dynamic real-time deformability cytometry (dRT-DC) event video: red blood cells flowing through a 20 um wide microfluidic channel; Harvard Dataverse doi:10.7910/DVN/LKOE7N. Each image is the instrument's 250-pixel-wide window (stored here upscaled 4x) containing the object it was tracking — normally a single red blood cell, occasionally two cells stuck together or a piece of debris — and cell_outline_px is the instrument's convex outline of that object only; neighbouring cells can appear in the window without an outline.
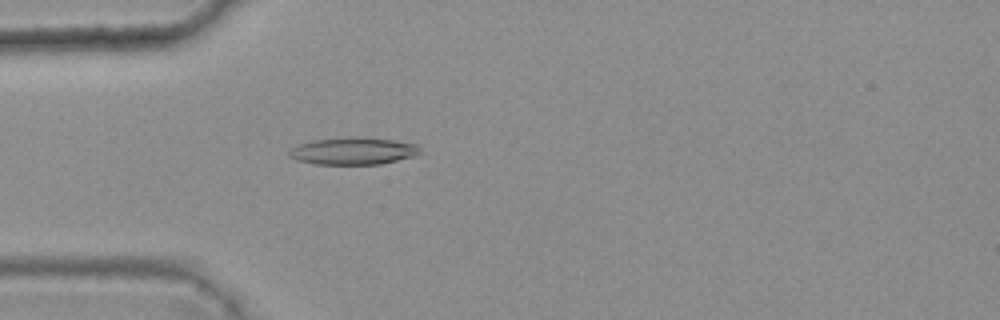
{"species": "common noctule bat (a hibernating species)", "species_latin": "Nyctalus noctula", "temperature_condition": "warm", "stored_images_in_passage": 3, "camera_frame_rate_fps": 3000, "um_per_image_px": 0.085, "animal": {"sex": "female", "body_mass_g": 25.1}, "frame": {"image": 1, "passage_image": 3, "time_ms": 0.667, "image_size_px": [1000, 320], "cell_outline_px": [[420, 152], [412, 156], [380, 164], [316, 164], [296, 160], [288, 156], [288, 152], [292, 148], [300, 144], [316, 140], [356, 136], [360, 136], [392, 140], [420, 144]], "centroid_in_image_um": [30.03, 12.83], "position_along_channel_um": 55.0, "area_um2": 20.63}}